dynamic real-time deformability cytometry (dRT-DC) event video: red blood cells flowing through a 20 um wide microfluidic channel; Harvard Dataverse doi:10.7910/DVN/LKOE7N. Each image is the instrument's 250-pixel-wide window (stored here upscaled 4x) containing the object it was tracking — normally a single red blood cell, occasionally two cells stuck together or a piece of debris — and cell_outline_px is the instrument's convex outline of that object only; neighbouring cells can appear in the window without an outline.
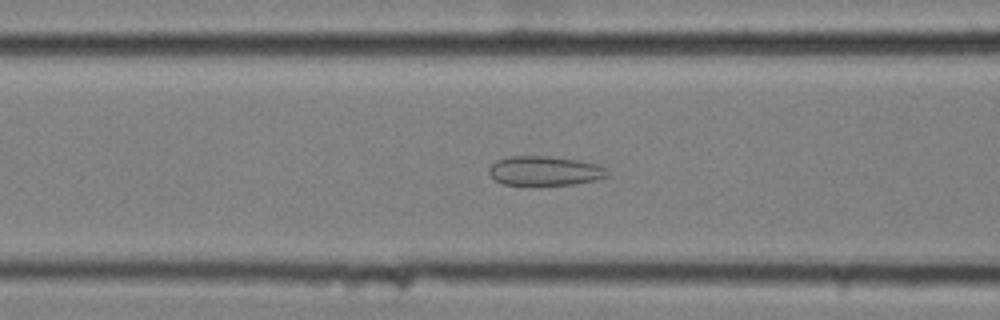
{"species": "common noctule bat (a hibernating species)", "species_latin": "Nyctalus noctula", "temperature_condition": "cold", "stored_images_in_passage": 52, "camera_frame_rate_fps": 3000, "um_per_image_px": 0.085, "animal": {"sex": "female", "body_mass_g": 25.1}, "frame": {"image": 1, "passage_image": 17, "time_ms": 5.333, "image_size_px": [1000, 320], "cell_outline_px": [[608, 176], [596, 180], [572, 184], [504, 184], [496, 180], [488, 172], [488, 168], [496, 160], [508, 156], [548, 156], [580, 160], [596, 164], [604, 168]], "centroid_in_image_um": [46.28, 14.5], "position_along_channel_um": 120.3, "area_um2": 20.0}}
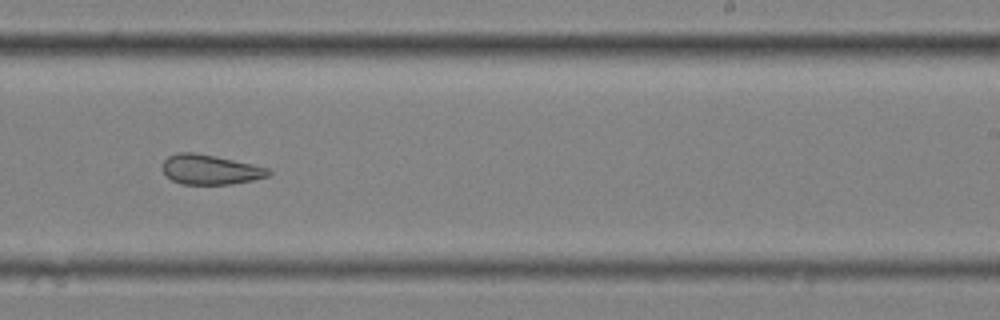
{"frame": {"image": 2, "passage_image": 30, "time_ms": 9.667, "image_size_px": [1000, 320], "cell_outline_px": [[272, 172], [268, 176], [252, 180], [232, 184], [180, 184], [172, 180], [164, 172], [164, 160], [168, 156], [180, 152], [192, 152], [252, 164], [268, 168]], "centroid_in_image_um": [17.87, 14.42], "position_along_channel_um": 271.1, "area_um2": 18.03}}
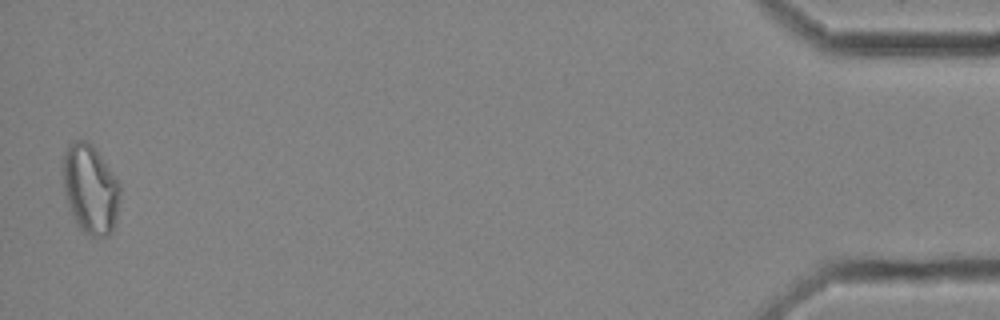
{"frame": {"image": 3, "passage_image": 51, "time_ms": 16.667, "image_size_px": [1000, 320], "cell_outline_px": [[120, 196], [116, 220], [112, 232], [108, 236], [92, 236], [84, 232], [76, 224], [68, 208], [64, 192], [64, 156], [68, 144], [76, 140], [84, 140], [92, 144], [120, 184]], "centroid_in_image_um": [7.68, 16.1], "position_along_channel_um": 427.5, "area_um2": 29.54}, "authors_computed_cell_mechanics": {"area_um2": 22.7154, "velocity_mm_per_s": 3.483, "shape_relaxation_time_tau1_ms": null, "shape_relaxation_time_tau2_ms": 3.248, "deformation_change_tau1": null, "deformation_change_tau2": 0.1196}}